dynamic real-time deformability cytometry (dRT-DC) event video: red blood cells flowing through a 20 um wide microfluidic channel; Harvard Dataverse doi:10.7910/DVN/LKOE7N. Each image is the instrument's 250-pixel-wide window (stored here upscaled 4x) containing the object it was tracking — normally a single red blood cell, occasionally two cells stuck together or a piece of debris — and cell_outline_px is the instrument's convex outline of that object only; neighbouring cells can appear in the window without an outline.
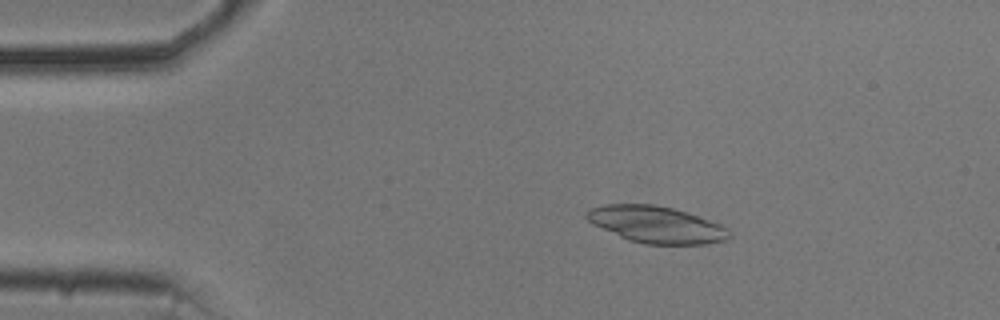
{"species": "common noctule bat (a hibernating species)", "species_latin": "Nyctalus noctula", "temperature_condition": "cold", "stored_images_in_passage": 15, "camera_frame_rate_fps": 3000, "um_per_image_px": 0.085, "animal": {"sex": "male", "body_mass_g": 20.5, "forearm_length_mm": 52.5}, "frame": {"image": 1, "passage_image": 10, "time_ms": 3.0, "image_size_px": [1000, 320], "cell_outline_px": [[732, 236], [728, 240], [704, 244], [644, 244], [628, 240], [592, 224], [584, 216], [588, 208], [604, 204], [652, 204], [672, 208], [688, 212], [720, 224], [728, 228], [732, 232]], "centroid_in_image_um": [55.79, 19.09], "position_along_channel_um": 29.2, "area_um2": 30.81}}